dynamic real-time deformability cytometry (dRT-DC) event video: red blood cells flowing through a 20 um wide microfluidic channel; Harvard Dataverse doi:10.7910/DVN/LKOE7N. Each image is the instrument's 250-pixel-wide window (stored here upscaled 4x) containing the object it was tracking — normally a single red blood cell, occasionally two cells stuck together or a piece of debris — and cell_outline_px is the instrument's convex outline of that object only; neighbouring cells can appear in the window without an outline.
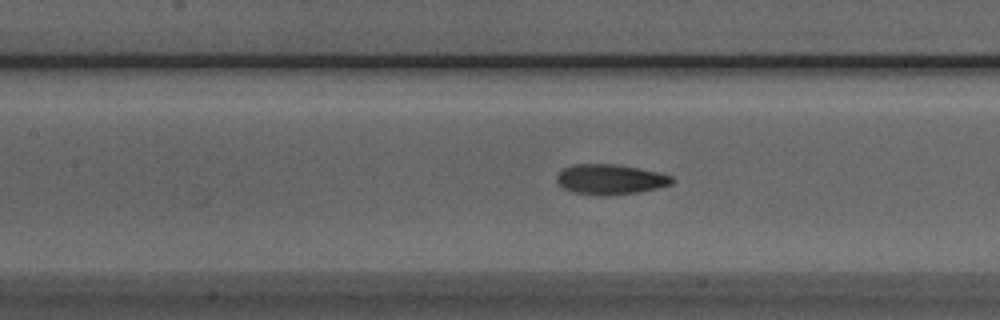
{"species": "Egyptian fruit bat (a non-hibernating species)", "species_latin": "Rousettus aegyptiacus", "temperature_condition": "room temperature", "stored_images_in_passage": 40, "camera_frame_rate_fps": 3000, "um_per_image_px": 0.085, "animal": {"sex": "male"}, "frame": {"image": 1, "passage_image": 13, "time_ms": 4.0, "image_size_px": [1000, 320], "cell_outline_px": [[676, 180], [672, 184], [640, 192], [600, 196], [572, 192], [564, 188], [556, 180], [556, 176], [564, 168], [572, 164], [612, 164], [640, 168], [672, 176]], "centroid_in_image_um": [51.88, 15.25], "position_along_channel_um": 155.5, "area_um2": 20.23}}
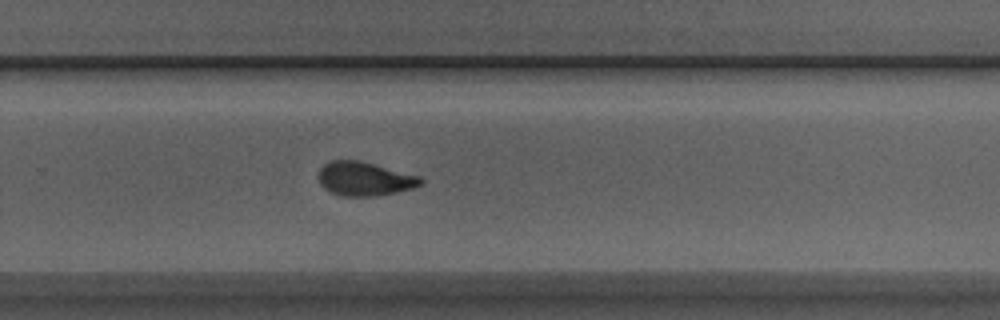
{"frame": {"image": 2, "passage_image": 24, "time_ms": 7.667, "image_size_px": [1000, 320], "cell_outline_px": [[424, 184], [412, 188], [396, 192], [376, 196], [340, 196], [324, 188], [320, 184], [320, 168], [324, 164], [332, 160], [360, 160], [420, 176], [424, 180]], "centroid_in_image_um": [31.02, 15.2], "position_along_channel_um": 298.8, "area_um2": 20.17}}
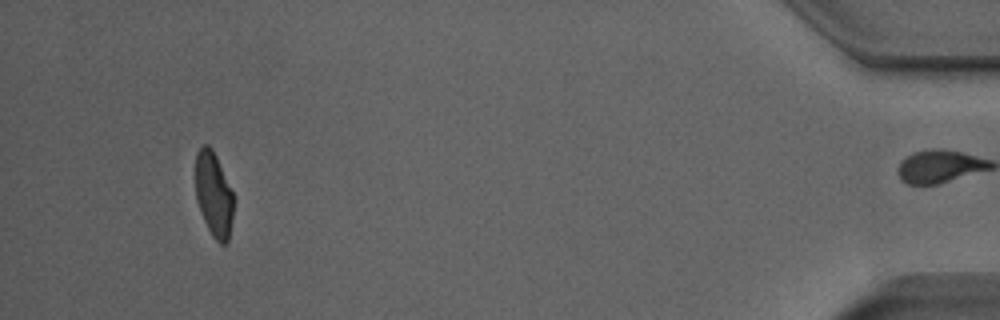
{"frame": {"image": 3, "passage_image": 39, "time_ms": 12.667, "image_size_px": [1000, 320], "cell_outline_px": [[232, 216], [228, 240], [224, 244], [220, 244], [212, 236], [200, 212], [196, 200], [196, 152], [204, 144], [208, 144], [212, 148], [216, 156], [232, 192]], "centroid_in_image_um": [18.14, 16.52], "position_along_channel_um": 417.1, "area_um2": 18.44}, "authors_computed_cell_mechanics": {"area_um2": 20.4034, "velocity_mm_per_s": 3.9243, "shape_relaxation_time_tau1_ms": 3.5928, "shape_relaxation_time_tau2_ms": 1.6007, "deformation_change_tau1": 0.1392, "deformation_change_tau2": 0.0716}}